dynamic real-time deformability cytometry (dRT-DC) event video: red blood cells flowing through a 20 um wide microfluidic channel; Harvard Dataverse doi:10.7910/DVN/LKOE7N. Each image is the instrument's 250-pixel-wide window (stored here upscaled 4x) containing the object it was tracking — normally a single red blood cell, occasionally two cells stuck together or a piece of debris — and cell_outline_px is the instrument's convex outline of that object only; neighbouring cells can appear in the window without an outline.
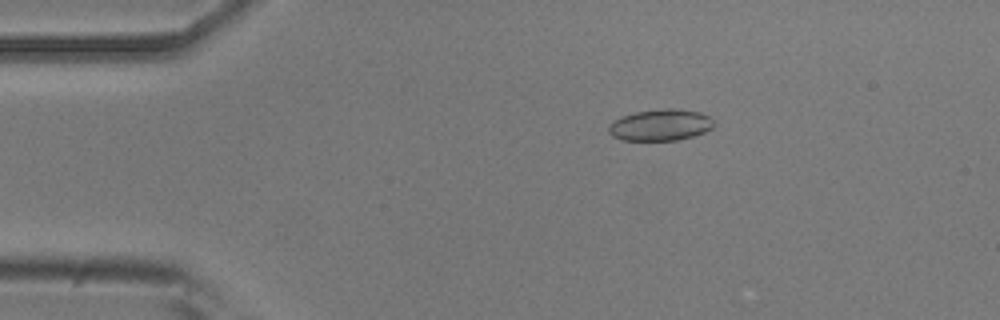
{"species": "common noctule bat (a hibernating species)", "species_latin": "Nyctalus noctula", "temperature_condition": "room temperature", "stored_images_in_passage": 14, "camera_frame_rate_fps": 3000, "um_per_image_px": 0.085, "animal": {"sex": "male", "body_mass_g": 20.5, "forearm_length_mm": 52.5}, "frame": {"image": 1, "passage_image": 2, "time_ms": 0.333, "image_size_px": [1000, 320], "cell_outline_px": [[716, 124], [712, 128], [704, 132], [692, 136], [676, 140], [620, 140], [612, 136], [608, 132], [608, 128], [612, 120], [636, 112], [664, 108], [680, 108], [700, 112], [708, 116]], "centroid_in_image_um": [56.14, 10.62], "position_along_channel_um": 28.9, "area_um2": 19.36}}
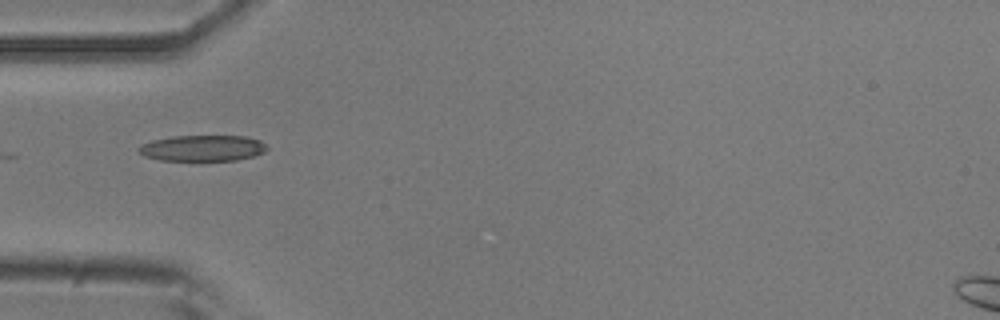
{"frame": {"image": 2, "passage_image": 9, "time_ms": 2.667, "image_size_px": [1000, 320], "cell_outline_px": [[268, 148], [264, 152], [256, 156], [236, 160], [160, 160], [144, 156], [136, 148], [140, 144], [152, 140], [172, 136], [244, 136], [260, 140]], "centroid_in_image_um": [17.21, 12.59], "position_along_channel_um": 67.8, "area_um2": 19.48}}
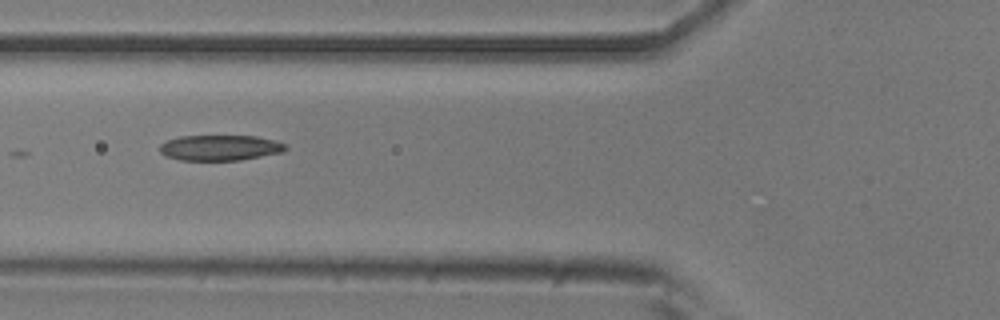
{"frame": {"image": 3, "passage_image": 12, "time_ms": 3.667, "image_size_px": [1000, 320], "cell_outline_px": [[288, 148], [284, 152], [240, 160], [180, 160], [168, 156], [160, 152], [160, 144], [168, 140], [180, 136], [256, 136], [276, 140], [288, 144]], "centroid_in_image_um": [18.77, 12.55], "position_along_channel_um": 107.0, "area_um2": 18.79}}